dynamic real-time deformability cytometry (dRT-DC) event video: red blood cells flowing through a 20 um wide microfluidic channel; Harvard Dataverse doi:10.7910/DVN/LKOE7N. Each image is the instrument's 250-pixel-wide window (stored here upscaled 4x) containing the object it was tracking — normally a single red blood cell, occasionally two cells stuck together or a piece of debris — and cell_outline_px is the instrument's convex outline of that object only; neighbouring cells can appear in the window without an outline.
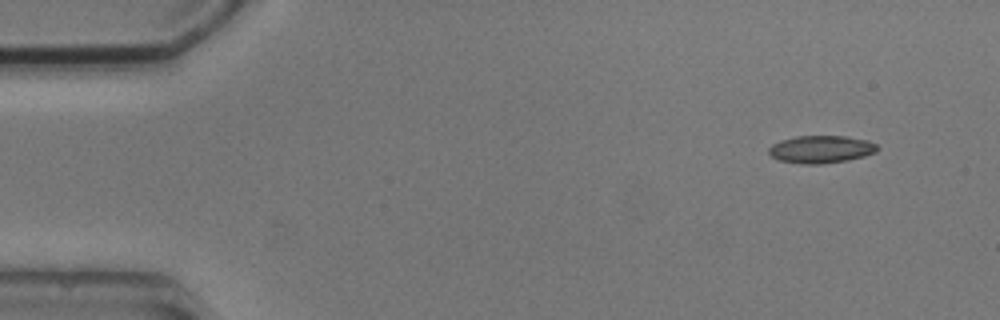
{"species": "common noctule bat (a hibernating species)", "species_latin": "Nyctalus noctula", "temperature_condition": "cold", "stored_images_in_passage": 4, "camera_frame_rate_fps": 3000, "um_per_image_px": 0.085, "animal": {"sex": "male", "body_mass_g": 20.5, "forearm_length_mm": 52.5}, "frame": {"image": 1, "passage_image": 1, "time_ms": 0.0, "image_size_px": [1000, 320], "cell_outline_px": [[880, 148], [876, 152], [864, 156], [848, 160], [824, 164], [800, 164], [780, 160], [772, 156], [768, 152], [768, 148], [772, 144], [780, 140], [796, 136], [848, 136], [868, 140], [876, 144]], "centroid_in_image_um": [69.8, 12.69], "position_along_channel_um": 15.2, "area_um2": 17.63}}
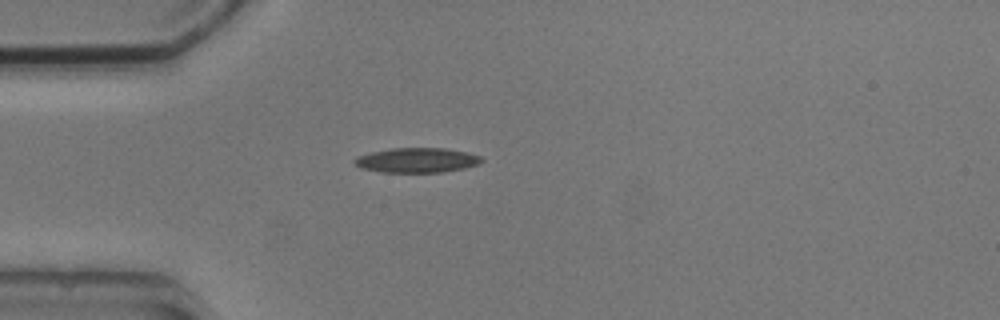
{"frame": {"image": 2, "passage_image": 4, "time_ms": 3.333, "image_size_px": [1000, 320], "cell_outline_px": [[484, 160], [480, 164], [464, 168], [440, 172], [380, 172], [360, 168], [352, 160], [356, 156], [372, 152], [392, 148], [444, 148], [468, 152], [480, 156]], "centroid_in_image_um": [35.43, 13.61], "position_along_channel_um": 49.6, "area_um2": 18.38}}